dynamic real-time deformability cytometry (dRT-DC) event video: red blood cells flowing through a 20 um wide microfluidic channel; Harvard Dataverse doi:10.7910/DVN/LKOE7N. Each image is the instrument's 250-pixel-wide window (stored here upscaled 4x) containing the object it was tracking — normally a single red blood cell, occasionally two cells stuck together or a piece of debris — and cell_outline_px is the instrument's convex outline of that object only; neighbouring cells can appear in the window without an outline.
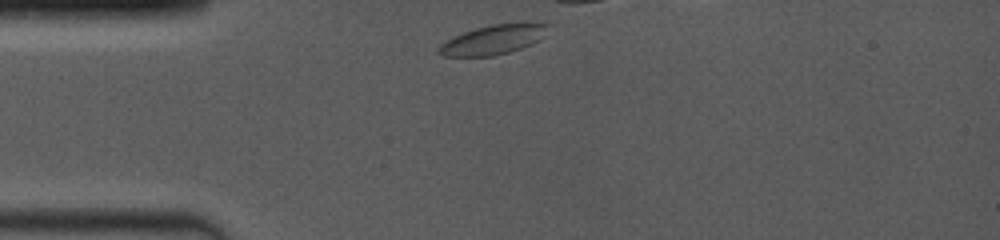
{"species": "common noctule bat (a hibernating species)", "species_latin": "Nyctalus noctula", "temperature_condition": "room temperature", "stored_images_in_passage": 27, "camera_frame_rate_fps": 4000, "um_per_image_px": 0.085, "animal": {"sex": "female", "body_mass_g": 19.0, "forearm_length_mm": 53.3}, "frame": {"image": 1, "passage_image": 1, "time_ms": 0.0, "image_size_px": [1000, 240], "cell_outline_px": [[548, 24], [544, 36], [540, 40], [520, 48], [508, 52], [492, 56], [444, 56], [436, 52], [436, 48], [440, 44], [452, 36], [476, 28], [492, 24], [524, 20], [528, 20]], "centroid_in_image_um": [41.94, 3.33], "position_along_channel_um": 43.1, "area_um2": 19.25}}
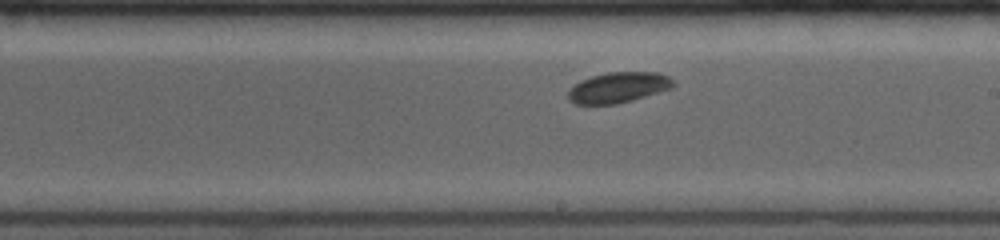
{"frame": {"image": 2, "passage_image": 16, "time_ms": 5.5, "image_size_px": [1000, 240], "cell_outline_px": [[676, 84], [672, 88], [632, 100], [616, 104], [576, 104], [568, 100], [568, 92], [580, 80], [592, 76], [608, 72], [656, 72], [668, 76]], "centroid_in_image_um": [52.56, 7.43], "position_along_channel_um": 236.4, "area_um2": 18.61}}
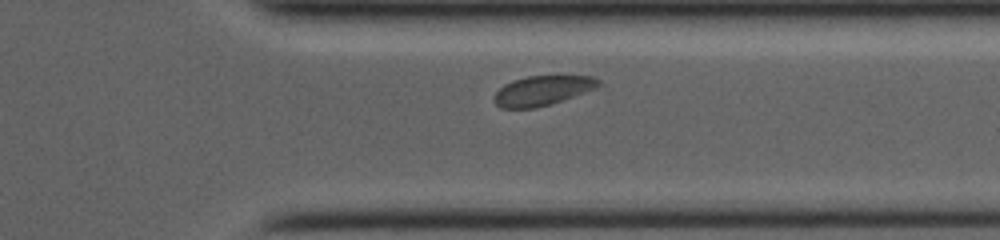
{"frame": {"image": 3, "passage_image": 25, "time_ms": 8.75, "image_size_px": [1000, 240], "cell_outline_px": [[600, 84], [596, 88], [552, 104], [536, 108], [500, 108], [492, 100], [492, 96], [504, 84], [512, 80], [528, 76], [592, 76], [600, 80]], "centroid_in_image_um": [46.07, 7.71], "position_along_channel_um": 365.3, "area_um2": 18.15}}